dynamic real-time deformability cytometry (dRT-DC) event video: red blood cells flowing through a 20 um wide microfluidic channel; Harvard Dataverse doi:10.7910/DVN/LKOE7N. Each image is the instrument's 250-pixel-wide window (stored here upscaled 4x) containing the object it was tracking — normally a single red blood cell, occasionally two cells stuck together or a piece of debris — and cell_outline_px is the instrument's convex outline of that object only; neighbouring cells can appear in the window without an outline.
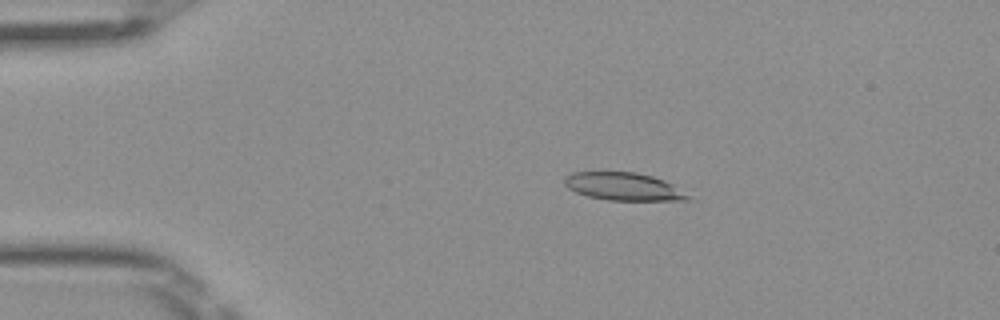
{"species": "Egyptian fruit bat (a non-hibernating species)", "species_latin": "Rousettus aegyptiacus", "temperature_condition": "room temperature", "stored_images_in_passage": 41, "camera_frame_rate_fps": 3000, "um_per_image_px": 0.085, "frame": {"image": 1, "passage_image": 1, "time_ms": 0.0, "image_size_px": [1000, 320], "cell_outline_px": [[692, 200], [608, 200], [588, 196], [576, 192], [568, 188], [564, 184], [564, 176], [572, 172], [636, 172], [652, 176], [664, 180], [672, 184], [692, 196]], "centroid_in_image_um": [53.01, 15.85], "position_along_channel_um": 32.0, "area_um2": 20.06}}
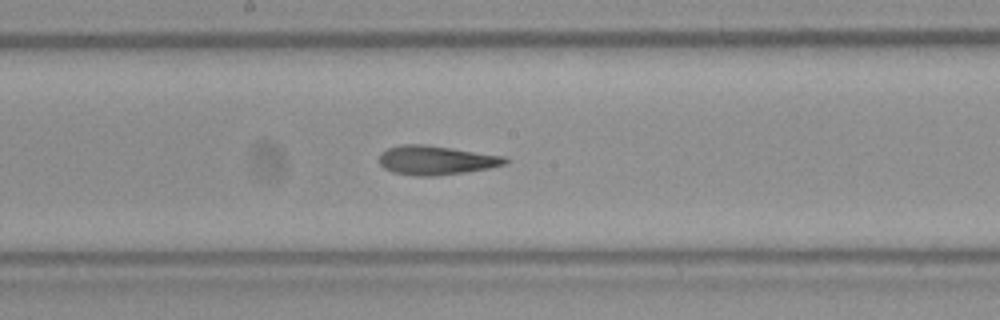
{"frame": {"image": 2, "passage_image": 18, "time_ms": 5.667, "image_size_px": [1000, 320], "cell_outline_px": [[508, 160], [504, 164], [492, 168], [436, 176], [412, 176], [392, 172], [384, 168], [380, 164], [380, 152], [388, 148], [400, 144], [424, 144], [508, 156]], "centroid_in_image_um": [37.07, 13.62], "position_along_channel_um": 211.1, "area_um2": 21.62}}
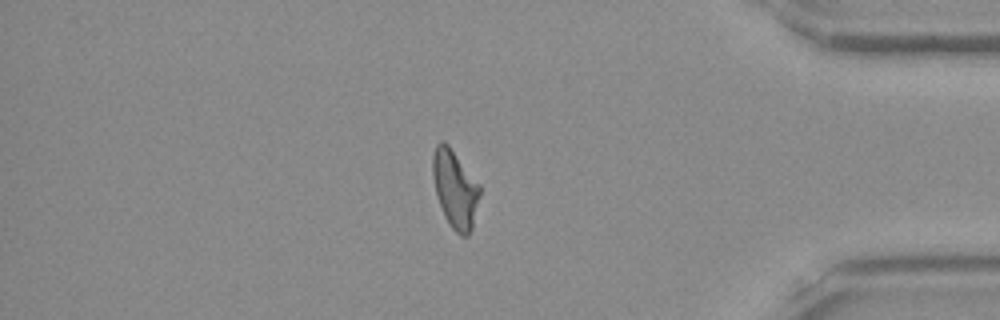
{"frame": {"image": 3, "passage_image": 34, "time_ms": 11.0, "image_size_px": [1000, 320], "cell_outline_px": [[480, 196], [472, 228], [468, 236], [460, 236], [452, 228], [444, 216], [436, 192], [432, 176], [432, 156], [436, 144], [440, 140], [444, 140], [448, 144], [480, 184]], "centroid_in_image_um": [38.68, 16.04], "position_along_channel_um": 396.5, "area_um2": 21.44}, "authors_computed_cell_mechanics": {"area_um2": 21.3282, "velocity_mm_per_s": 4.0469, "shape_relaxation_time_tau1_ms": 3.8245, "shape_relaxation_time_tau2_ms": 2.2923, "deformation_change_tau1": 0.15, "deformation_change_tau2": 0.1212}}